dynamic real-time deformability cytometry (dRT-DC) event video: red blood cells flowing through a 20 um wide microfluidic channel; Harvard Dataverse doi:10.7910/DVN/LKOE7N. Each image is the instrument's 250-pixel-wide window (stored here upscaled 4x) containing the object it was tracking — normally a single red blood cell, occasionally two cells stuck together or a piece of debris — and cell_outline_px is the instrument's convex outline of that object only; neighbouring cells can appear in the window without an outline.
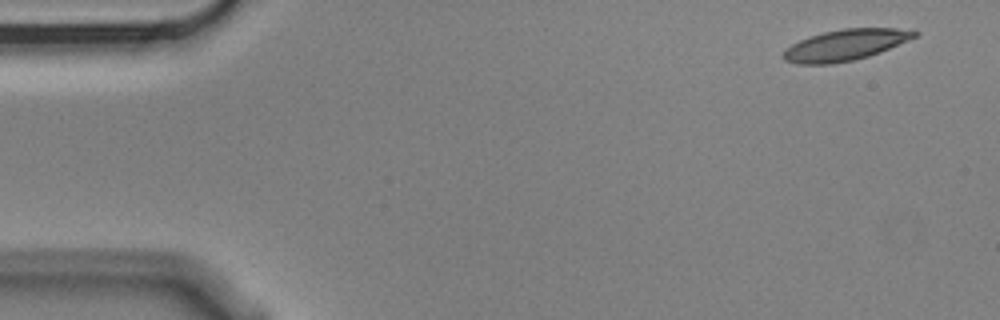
{"species": "Egyptian fruit bat (a non-hibernating species)", "species_latin": "Rousettus aegyptiacus", "temperature_condition": "cold", "stored_images_in_passage": 4, "camera_frame_rate_fps": 3000, "um_per_image_px": 0.085, "animal": {"sex": "male"}, "frame": {"image": 1, "passage_image": 1, "time_ms": 0.0, "image_size_px": [1000, 320], "cell_outline_px": [[920, 32], [916, 36], [908, 40], [880, 52], [868, 56], [852, 60], [832, 64], [796, 64], [784, 60], [784, 52], [792, 44], [800, 40], [824, 32], [844, 28], [896, 28]], "centroid_in_image_um": [71.85, 3.83], "position_along_channel_um": 13.1, "area_um2": 23.35}}
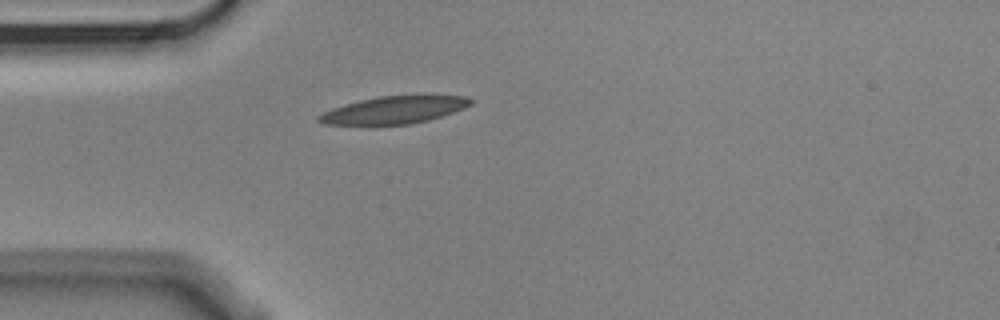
{"frame": {"image": 2, "passage_image": 4, "time_ms": 1.0, "image_size_px": [1000, 320], "cell_outline_px": [[472, 104], [464, 108], [428, 120], [412, 124], [368, 128], [324, 124], [316, 120], [316, 116], [332, 108], [344, 104], [360, 100], [380, 96], [420, 92], [424, 92], [464, 96], [472, 100]], "centroid_in_image_um": [33.46, 9.35], "position_along_channel_um": 51.5, "area_um2": 26.3}}